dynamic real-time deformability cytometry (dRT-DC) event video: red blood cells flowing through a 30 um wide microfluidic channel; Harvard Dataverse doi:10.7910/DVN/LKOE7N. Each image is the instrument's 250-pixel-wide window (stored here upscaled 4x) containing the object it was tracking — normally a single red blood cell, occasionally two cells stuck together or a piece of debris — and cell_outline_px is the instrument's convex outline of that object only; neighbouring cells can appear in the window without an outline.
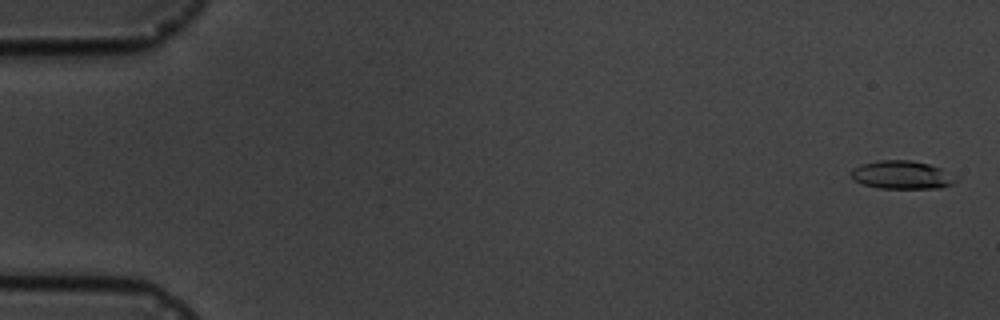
{"species": "common noctule bat (a hibernating species)", "species_latin": "Nyctalus noctula", "temperature_condition": "cold", "stored_images_in_passage": 6, "camera_frame_rate_fps": 3000, "um_per_image_px": 0.085, "animal": {"sex": "male", "body_mass_g": 19.5, "forearm_length_mm": 54.6}, "frame": {"image": 1, "passage_image": 1, "time_ms": 0.0, "image_size_px": [1000, 320], "cell_outline_px": [[960, 180], [952, 184], [940, 188], [880, 188], [864, 184], [852, 180], [852, 168], [860, 164], [880, 160], [912, 160], [928, 164], [940, 168]], "centroid_in_image_um": [76.65, 14.86], "position_along_channel_um": 8.4, "area_um2": 17.17}}
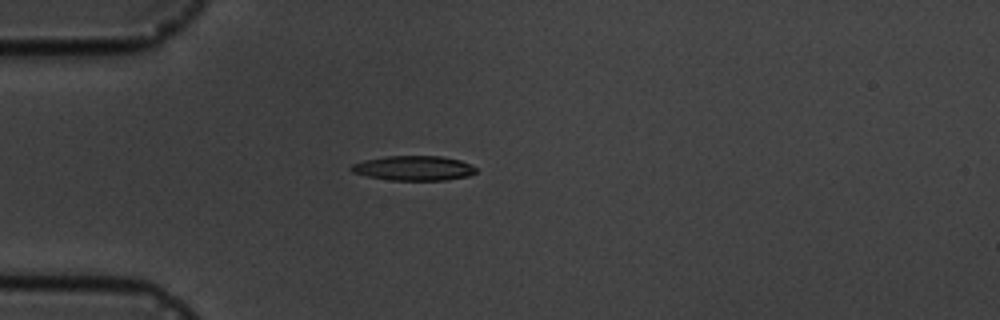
{"frame": {"image": 2, "passage_image": 5, "time_ms": 4.667, "image_size_px": [1000, 320], "cell_outline_px": [[476, 172], [468, 176], [444, 180], [392, 180], [368, 176], [352, 172], [348, 168], [352, 164], [364, 160], [384, 156], [440, 156], [460, 160], [476, 168]], "centroid_in_image_um": [35.13, 14.29], "position_along_channel_um": 49.9, "area_um2": 17.86}}